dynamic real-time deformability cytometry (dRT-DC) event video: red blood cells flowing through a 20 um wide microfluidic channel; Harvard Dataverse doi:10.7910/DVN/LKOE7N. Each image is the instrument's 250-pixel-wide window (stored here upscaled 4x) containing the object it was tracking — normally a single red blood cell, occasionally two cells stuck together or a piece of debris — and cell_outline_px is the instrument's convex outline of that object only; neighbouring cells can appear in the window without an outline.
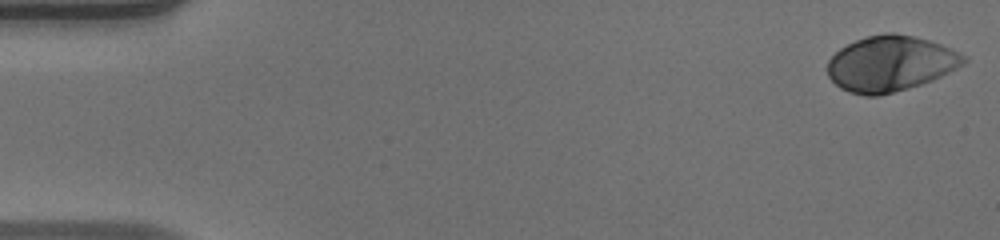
{"species": "human", "species_latin": "Homo sapiens", "temperature_condition": "warm", "stored_images_in_passage": 51, "camera_frame_rate_fps": 3000, "um_per_image_px": 0.085, "donor": {"sex": "male"}, "frame": {"image": 1, "passage_image": 1, "time_ms": 0.0, "image_size_px": [1000, 240], "cell_outline_px": [[968, 60], [964, 64], [932, 80], [908, 88], [876, 96], [864, 96], [848, 92], [840, 88], [828, 76], [828, 60], [840, 48], [856, 40], [868, 36], [884, 32], [892, 32], [912, 36], [928, 40], [940, 44], [968, 56]], "centroid_in_image_um": [75.68, 5.4], "position_along_channel_um": 9.3, "area_um2": 43.87}}
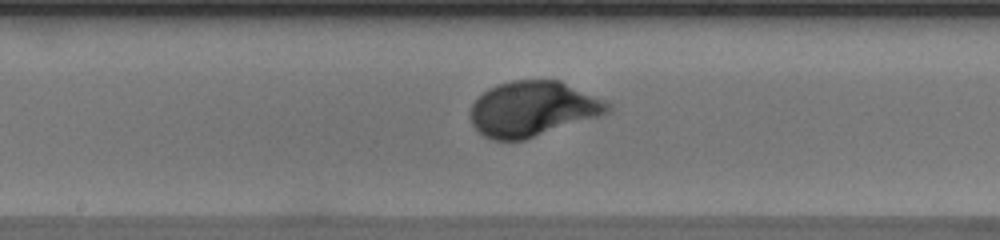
{"frame": {"image": 2, "passage_image": 27, "time_ms": 8.667, "image_size_px": [1000, 240], "cell_outline_px": [[612, 108], [608, 112], [524, 140], [492, 140], [484, 136], [472, 124], [472, 104], [488, 88], [496, 84], [512, 80], [560, 80], [612, 104]], "centroid_in_image_um": [45.26, 9.24], "position_along_channel_um": 202.9, "area_um2": 43.41}}
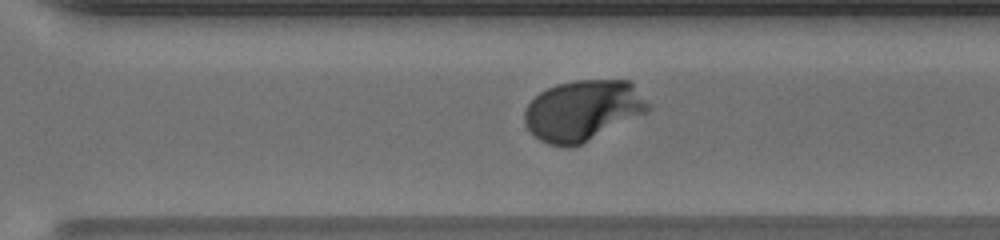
{"frame": {"image": 3, "passage_image": 36, "time_ms": 11.667, "image_size_px": [1000, 240], "cell_outline_px": [[652, 108], [648, 112], [580, 144], [548, 144], [540, 140], [524, 124], [524, 108], [540, 92], [556, 84], [572, 80], [632, 80]], "centroid_in_image_um": [49.57, 9.34], "position_along_channel_um": 321.0, "area_um2": 43.35}, "authors_computed_cell_mechanics": {"area_um2": 42.3674, "velocity_mm_per_s": 3.9458, "shape_relaxation_time_tau1_ms": 2.7192, "shape_relaxation_time_tau2_ms": null, "deformation_change_tau1": 0.1835, "deformation_change_tau2": null}}